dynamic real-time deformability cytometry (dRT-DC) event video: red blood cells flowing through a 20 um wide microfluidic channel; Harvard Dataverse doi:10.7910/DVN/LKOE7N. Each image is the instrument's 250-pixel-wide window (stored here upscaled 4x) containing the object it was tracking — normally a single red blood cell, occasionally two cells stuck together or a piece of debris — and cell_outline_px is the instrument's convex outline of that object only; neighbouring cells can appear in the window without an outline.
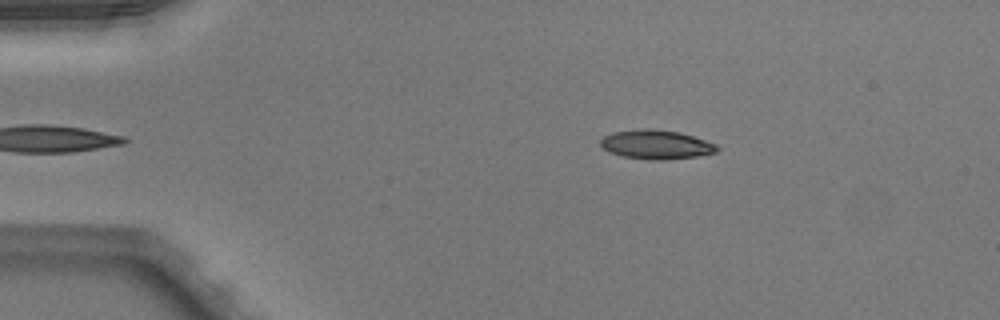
{"species": "Egyptian fruit bat (a non-hibernating species)", "species_latin": "Rousettus aegyptiacus", "temperature_condition": "warm", "stored_images_in_passage": 35, "camera_frame_rate_fps": 3000, "um_per_image_px": 0.085, "animal": {"sex": "male"}, "frame": {"image": 1, "passage_image": 1, "time_ms": 0.0, "image_size_px": [1000, 320], "cell_outline_px": [[720, 148], [716, 152], [696, 156], [664, 160], [648, 160], [620, 156], [608, 152], [600, 144], [600, 140], [604, 136], [612, 132], [644, 128], [648, 128], [680, 132], [716, 144]], "centroid_in_image_um": [55.74, 12.29], "position_along_channel_um": 29.3, "area_um2": 19.83}}
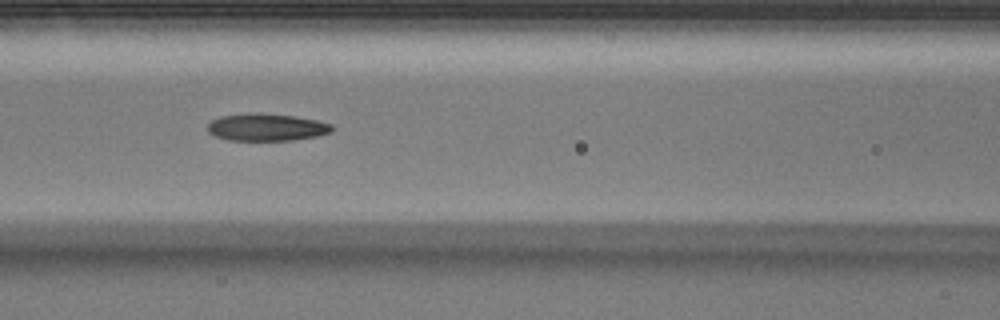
{"frame": {"image": 2, "passage_image": 14, "time_ms": 4.333, "image_size_px": [1000, 320], "cell_outline_px": [[332, 132], [316, 136], [292, 140], [228, 140], [216, 136], [208, 132], [208, 124], [212, 120], [220, 116], [296, 116], [316, 120], [332, 124]], "centroid_in_image_um": [22.7, 10.87], "position_along_channel_um": 143.9, "area_um2": 18.67}}
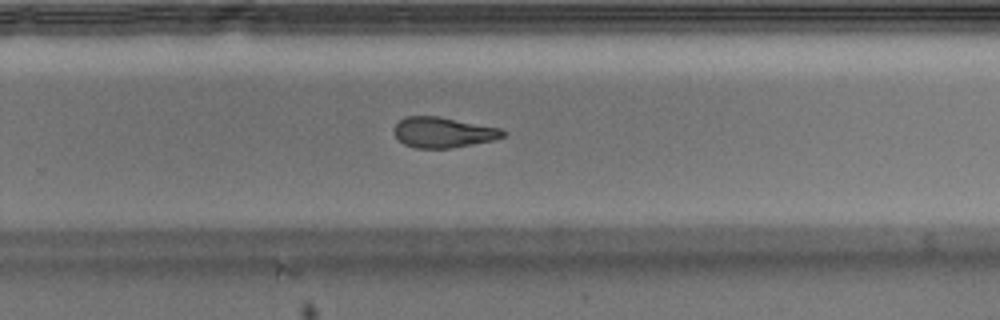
{"frame": {"image": 3, "passage_image": 25, "time_ms": 8.0, "image_size_px": [1000, 320], "cell_outline_px": [[504, 136], [492, 140], [452, 148], [416, 148], [404, 144], [396, 136], [392, 128], [400, 120], [408, 116], [436, 116], [500, 128], [504, 132]], "centroid_in_image_um": [37.62, 11.25], "position_along_channel_um": 292.2, "area_um2": 19.02}, "authors_computed_cell_mechanics": {"area_um2": 19.941, "velocity_mm_per_s": 4.0509, "shape_relaxation_time_tau1_ms": 8.1825, "shape_relaxation_time_tau2_ms": 4.4047, "deformation_change_tau1": 0.2572, "deformation_change_tau2": 0.1345}}